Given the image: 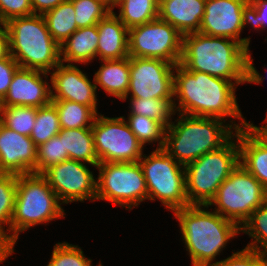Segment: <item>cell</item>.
Instances as JSON below:
<instances>
[{
    "mask_svg": "<svg viewBox=\"0 0 267 266\" xmlns=\"http://www.w3.org/2000/svg\"><path fill=\"white\" fill-rule=\"evenodd\" d=\"M173 97L179 100L175 110L180 114L222 119L225 117L239 119L240 126L250 123L243 118L237 104L234 82L211 76L209 74L190 71L179 63L175 65ZM178 98V99H177Z\"/></svg>",
    "mask_w": 267,
    "mask_h": 266,
    "instance_id": "6da1fadb",
    "label": "cell"
},
{
    "mask_svg": "<svg viewBox=\"0 0 267 266\" xmlns=\"http://www.w3.org/2000/svg\"><path fill=\"white\" fill-rule=\"evenodd\" d=\"M200 32L183 35L179 64L234 84L248 82V50L238 41Z\"/></svg>",
    "mask_w": 267,
    "mask_h": 266,
    "instance_id": "7a4b0ae2",
    "label": "cell"
},
{
    "mask_svg": "<svg viewBox=\"0 0 267 266\" xmlns=\"http://www.w3.org/2000/svg\"><path fill=\"white\" fill-rule=\"evenodd\" d=\"M207 209V205H189L174 211L193 266H211L227 242L241 232L236 223Z\"/></svg>",
    "mask_w": 267,
    "mask_h": 266,
    "instance_id": "3957f363",
    "label": "cell"
},
{
    "mask_svg": "<svg viewBox=\"0 0 267 266\" xmlns=\"http://www.w3.org/2000/svg\"><path fill=\"white\" fill-rule=\"evenodd\" d=\"M178 116L179 119L175 120H178L177 123L172 122L165 129L163 149L183 166L225 145L234 136L232 129L238 131L246 127L239 126L232 120V124L224 125L222 119L218 118L180 113Z\"/></svg>",
    "mask_w": 267,
    "mask_h": 266,
    "instance_id": "277c9868",
    "label": "cell"
},
{
    "mask_svg": "<svg viewBox=\"0 0 267 266\" xmlns=\"http://www.w3.org/2000/svg\"><path fill=\"white\" fill-rule=\"evenodd\" d=\"M5 27L9 54L21 68L49 73L61 63L60 45L50 35L43 15L15 17Z\"/></svg>",
    "mask_w": 267,
    "mask_h": 266,
    "instance_id": "5b68a950",
    "label": "cell"
},
{
    "mask_svg": "<svg viewBox=\"0 0 267 266\" xmlns=\"http://www.w3.org/2000/svg\"><path fill=\"white\" fill-rule=\"evenodd\" d=\"M56 193L42 174L17 175V192L10 223V242L15 245L20 232L53 219L64 218Z\"/></svg>",
    "mask_w": 267,
    "mask_h": 266,
    "instance_id": "8992f818",
    "label": "cell"
},
{
    "mask_svg": "<svg viewBox=\"0 0 267 266\" xmlns=\"http://www.w3.org/2000/svg\"><path fill=\"white\" fill-rule=\"evenodd\" d=\"M234 137L235 134L219 149L208 152L185 166L189 205L208 206L218 187L239 165V144Z\"/></svg>",
    "mask_w": 267,
    "mask_h": 266,
    "instance_id": "52a82bcc",
    "label": "cell"
},
{
    "mask_svg": "<svg viewBox=\"0 0 267 266\" xmlns=\"http://www.w3.org/2000/svg\"><path fill=\"white\" fill-rule=\"evenodd\" d=\"M146 181L148 200L156 198L173 212L189 206L186 194L185 166L175 161L163 148H156L138 161Z\"/></svg>",
    "mask_w": 267,
    "mask_h": 266,
    "instance_id": "ba28073f",
    "label": "cell"
},
{
    "mask_svg": "<svg viewBox=\"0 0 267 266\" xmlns=\"http://www.w3.org/2000/svg\"><path fill=\"white\" fill-rule=\"evenodd\" d=\"M266 201L267 193L262 184L239 164L218 187L208 207L216 206L213 211L241 227L252 212Z\"/></svg>",
    "mask_w": 267,
    "mask_h": 266,
    "instance_id": "9c48e42d",
    "label": "cell"
},
{
    "mask_svg": "<svg viewBox=\"0 0 267 266\" xmlns=\"http://www.w3.org/2000/svg\"><path fill=\"white\" fill-rule=\"evenodd\" d=\"M96 200H106L127 210L148 199V191L139 162H100Z\"/></svg>",
    "mask_w": 267,
    "mask_h": 266,
    "instance_id": "30bf717a",
    "label": "cell"
},
{
    "mask_svg": "<svg viewBox=\"0 0 267 266\" xmlns=\"http://www.w3.org/2000/svg\"><path fill=\"white\" fill-rule=\"evenodd\" d=\"M249 0H206L199 32L209 36L226 37L240 42L248 50V82L260 84L264 79L253 66L249 38H241L246 27Z\"/></svg>",
    "mask_w": 267,
    "mask_h": 266,
    "instance_id": "8fae6325",
    "label": "cell"
},
{
    "mask_svg": "<svg viewBox=\"0 0 267 266\" xmlns=\"http://www.w3.org/2000/svg\"><path fill=\"white\" fill-rule=\"evenodd\" d=\"M182 38L174 26L156 18L128 29L129 57L162 59L177 65L182 53Z\"/></svg>",
    "mask_w": 267,
    "mask_h": 266,
    "instance_id": "7c38bea8",
    "label": "cell"
},
{
    "mask_svg": "<svg viewBox=\"0 0 267 266\" xmlns=\"http://www.w3.org/2000/svg\"><path fill=\"white\" fill-rule=\"evenodd\" d=\"M124 116L104 117L97 114L91 127L96 155L100 162H138L143 145L130 130Z\"/></svg>",
    "mask_w": 267,
    "mask_h": 266,
    "instance_id": "4fadbf2b",
    "label": "cell"
},
{
    "mask_svg": "<svg viewBox=\"0 0 267 266\" xmlns=\"http://www.w3.org/2000/svg\"><path fill=\"white\" fill-rule=\"evenodd\" d=\"M130 82L127 95L122 99H175V65L162 59L129 57Z\"/></svg>",
    "mask_w": 267,
    "mask_h": 266,
    "instance_id": "5bb4252c",
    "label": "cell"
},
{
    "mask_svg": "<svg viewBox=\"0 0 267 266\" xmlns=\"http://www.w3.org/2000/svg\"><path fill=\"white\" fill-rule=\"evenodd\" d=\"M42 175L62 204L96 200L97 181L83 162L65 160L49 167Z\"/></svg>",
    "mask_w": 267,
    "mask_h": 266,
    "instance_id": "9a60e30c",
    "label": "cell"
},
{
    "mask_svg": "<svg viewBox=\"0 0 267 266\" xmlns=\"http://www.w3.org/2000/svg\"><path fill=\"white\" fill-rule=\"evenodd\" d=\"M51 74V101L68 100L91 107L97 113V87L76 65L60 63ZM55 90V92L53 91Z\"/></svg>",
    "mask_w": 267,
    "mask_h": 266,
    "instance_id": "2e32d148",
    "label": "cell"
},
{
    "mask_svg": "<svg viewBox=\"0 0 267 266\" xmlns=\"http://www.w3.org/2000/svg\"><path fill=\"white\" fill-rule=\"evenodd\" d=\"M0 173H37V146L29 136L21 135L1 123Z\"/></svg>",
    "mask_w": 267,
    "mask_h": 266,
    "instance_id": "e0dca14e",
    "label": "cell"
},
{
    "mask_svg": "<svg viewBox=\"0 0 267 266\" xmlns=\"http://www.w3.org/2000/svg\"><path fill=\"white\" fill-rule=\"evenodd\" d=\"M48 73L19 67L13 75L10 87L2 99L3 107H42L51 102L50 84L44 81Z\"/></svg>",
    "mask_w": 267,
    "mask_h": 266,
    "instance_id": "ac0fdd59",
    "label": "cell"
},
{
    "mask_svg": "<svg viewBox=\"0 0 267 266\" xmlns=\"http://www.w3.org/2000/svg\"><path fill=\"white\" fill-rule=\"evenodd\" d=\"M239 144V164L252 174L267 193V135L251 123L235 131Z\"/></svg>",
    "mask_w": 267,
    "mask_h": 266,
    "instance_id": "d6986e66",
    "label": "cell"
},
{
    "mask_svg": "<svg viewBox=\"0 0 267 266\" xmlns=\"http://www.w3.org/2000/svg\"><path fill=\"white\" fill-rule=\"evenodd\" d=\"M206 0H159L158 18L182 35L199 32Z\"/></svg>",
    "mask_w": 267,
    "mask_h": 266,
    "instance_id": "ffe728a7",
    "label": "cell"
},
{
    "mask_svg": "<svg viewBox=\"0 0 267 266\" xmlns=\"http://www.w3.org/2000/svg\"><path fill=\"white\" fill-rule=\"evenodd\" d=\"M99 42L97 56L99 60L123 59L129 57L128 28L111 11L97 24ZM127 36V37H126Z\"/></svg>",
    "mask_w": 267,
    "mask_h": 266,
    "instance_id": "44dd1931",
    "label": "cell"
},
{
    "mask_svg": "<svg viewBox=\"0 0 267 266\" xmlns=\"http://www.w3.org/2000/svg\"><path fill=\"white\" fill-rule=\"evenodd\" d=\"M99 70L94 74L93 82L110 96L122 100L128 92L130 82L129 57L123 59L101 60Z\"/></svg>",
    "mask_w": 267,
    "mask_h": 266,
    "instance_id": "7402d4cb",
    "label": "cell"
},
{
    "mask_svg": "<svg viewBox=\"0 0 267 266\" xmlns=\"http://www.w3.org/2000/svg\"><path fill=\"white\" fill-rule=\"evenodd\" d=\"M98 42L97 25L77 29L60 46L61 62L88 63L97 57Z\"/></svg>",
    "mask_w": 267,
    "mask_h": 266,
    "instance_id": "603a6c76",
    "label": "cell"
},
{
    "mask_svg": "<svg viewBox=\"0 0 267 266\" xmlns=\"http://www.w3.org/2000/svg\"><path fill=\"white\" fill-rule=\"evenodd\" d=\"M60 139H63L64 151L68 152L69 159L85 162L94 167L98 165L91 128L61 129Z\"/></svg>",
    "mask_w": 267,
    "mask_h": 266,
    "instance_id": "cb8c5ba5",
    "label": "cell"
},
{
    "mask_svg": "<svg viewBox=\"0 0 267 266\" xmlns=\"http://www.w3.org/2000/svg\"><path fill=\"white\" fill-rule=\"evenodd\" d=\"M71 0H65L43 14L50 35L61 46L77 29Z\"/></svg>",
    "mask_w": 267,
    "mask_h": 266,
    "instance_id": "d4e9b609",
    "label": "cell"
},
{
    "mask_svg": "<svg viewBox=\"0 0 267 266\" xmlns=\"http://www.w3.org/2000/svg\"><path fill=\"white\" fill-rule=\"evenodd\" d=\"M117 16L130 29L158 18L159 0H117Z\"/></svg>",
    "mask_w": 267,
    "mask_h": 266,
    "instance_id": "484cf974",
    "label": "cell"
},
{
    "mask_svg": "<svg viewBox=\"0 0 267 266\" xmlns=\"http://www.w3.org/2000/svg\"><path fill=\"white\" fill-rule=\"evenodd\" d=\"M57 109L61 129L91 128L98 113L91 107L68 101H51Z\"/></svg>",
    "mask_w": 267,
    "mask_h": 266,
    "instance_id": "4316f807",
    "label": "cell"
},
{
    "mask_svg": "<svg viewBox=\"0 0 267 266\" xmlns=\"http://www.w3.org/2000/svg\"><path fill=\"white\" fill-rule=\"evenodd\" d=\"M174 99H142L130 98V113L128 115H142L158 121L165 128L172 124V116L175 115Z\"/></svg>",
    "mask_w": 267,
    "mask_h": 266,
    "instance_id": "83f0119b",
    "label": "cell"
},
{
    "mask_svg": "<svg viewBox=\"0 0 267 266\" xmlns=\"http://www.w3.org/2000/svg\"><path fill=\"white\" fill-rule=\"evenodd\" d=\"M61 126L55 105L49 104L37 108L36 120L30 138L38 147L60 133Z\"/></svg>",
    "mask_w": 267,
    "mask_h": 266,
    "instance_id": "f1b7e54d",
    "label": "cell"
},
{
    "mask_svg": "<svg viewBox=\"0 0 267 266\" xmlns=\"http://www.w3.org/2000/svg\"><path fill=\"white\" fill-rule=\"evenodd\" d=\"M240 231L252 237V242L248 243L246 248L267 255V201L252 212L241 225ZM259 244L263 250H261Z\"/></svg>",
    "mask_w": 267,
    "mask_h": 266,
    "instance_id": "f546056e",
    "label": "cell"
},
{
    "mask_svg": "<svg viewBox=\"0 0 267 266\" xmlns=\"http://www.w3.org/2000/svg\"><path fill=\"white\" fill-rule=\"evenodd\" d=\"M36 114L37 107L33 106L3 107L0 123L21 135L30 137L35 124Z\"/></svg>",
    "mask_w": 267,
    "mask_h": 266,
    "instance_id": "4dcf8cb0",
    "label": "cell"
},
{
    "mask_svg": "<svg viewBox=\"0 0 267 266\" xmlns=\"http://www.w3.org/2000/svg\"><path fill=\"white\" fill-rule=\"evenodd\" d=\"M17 192V175L0 173V233H2L9 241L10 223L14 210ZM9 225L6 231L4 225Z\"/></svg>",
    "mask_w": 267,
    "mask_h": 266,
    "instance_id": "1f68e13d",
    "label": "cell"
},
{
    "mask_svg": "<svg viewBox=\"0 0 267 266\" xmlns=\"http://www.w3.org/2000/svg\"><path fill=\"white\" fill-rule=\"evenodd\" d=\"M126 122L143 147L158 141L157 148H163L166 128L158 121L142 115H128Z\"/></svg>",
    "mask_w": 267,
    "mask_h": 266,
    "instance_id": "d6a6232c",
    "label": "cell"
},
{
    "mask_svg": "<svg viewBox=\"0 0 267 266\" xmlns=\"http://www.w3.org/2000/svg\"><path fill=\"white\" fill-rule=\"evenodd\" d=\"M78 29L97 25L113 9L103 0H71Z\"/></svg>",
    "mask_w": 267,
    "mask_h": 266,
    "instance_id": "836d02e7",
    "label": "cell"
},
{
    "mask_svg": "<svg viewBox=\"0 0 267 266\" xmlns=\"http://www.w3.org/2000/svg\"><path fill=\"white\" fill-rule=\"evenodd\" d=\"M69 160L68 152L64 151L60 133L37 147V174H42L49 167Z\"/></svg>",
    "mask_w": 267,
    "mask_h": 266,
    "instance_id": "e575fe53",
    "label": "cell"
},
{
    "mask_svg": "<svg viewBox=\"0 0 267 266\" xmlns=\"http://www.w3.org/2000/svg\"><path fill=\"white\" fill-rule=\"evenodd\" d=\"M91 262V259L85 258L80 247L62 242L54 245L52 257L47 266H92ZM98 266L103 265L99 263Z\"/></svg>",
    "mask_w": 267,
    "mask_h": 266,
    "instance_id": "d590c367",
    "label": "cell"
},
{
    "mask_svg": "<svg viewBox=\"0 0 267 266\" xmlns=\"http://www.w3.org/2000/svg\"><path fill=\"white\" fill-rule=\"evenodd\" d=\"M211 266H267V255L245 247Z\"/></svg>",
    "mask_w": 267,
    "mask_h": 266,
    "instance_id": "8d00e7d4",
    "label": "cell"
},
{
    "mask_svg": "<svg viewBox=\"0 0 267 266\" xmlns=\"http://www.w3.org/2000/svg\"><path fill=\"white\" fill-rule=\"evenodd\" d=\"M33 14L30 0H0V23Z\"/></svg>",
    "mask_w": 267,
    "mask_h": 266,
    "instance_id": "74e56055",
    "label": "cell"
},
{
    "mask_svg": "<svg viewBox=\"0 0 267 266\" xmlns=\"http://www.w3.org/2000/svg\"><path fill=\"white\" fill-rule=\"evenodd\" d=\"M246 24H250L254 30L267 27V0H249Z\"/></svg>",
    "mask_w": 267,
    "mask_h": 266,
    "instance_id": "f35d334b",
    "label": "cell"
},
{
    "mask_svg": "<svg viewBox=\"0 0 267 266\" xmlns=\"http://www.w3.org/2000/svg\"><path fill=\"white\" fill-rule=\"evenodd\" d=\"M20 66L10 54L0 59V98L3 99L10 87L12 78Z\"/></svg>",
    "mask_w": 267,
    "mask_h": 266,
    "instance_id": "ab89813d",
    "label": "cell"
},
{
    "mask_svg": "<svg viewBox=\"0 0 267 266\" xmlns=\"http://www.w3.org/2000/svg\"><path fill=\"white\" fill-rule=\"evenodd\" d=\"M63 1L65 0H30L33 9V14L40 15H43L45 12L54 9Z\"/></svg>",
    "mask_w": 267,
    "mask_h": 266,
    "instance_id": "60d3db41",
    "label": "cell"
},
{
    "mask_svg": "<svg viewBox=\"0 0 267 266\" xmlns=\"http://www.w3.org/2000/svg\"><path fill=\"white\" fill-rule=\"evenodd\" d=\"M14 252V245L0 233V263Z\"/></svg>",
    "mask_w": 267,
    "mask_h": 266,
    "instance_id": "b9f144b4",
    "label": "cell"
},
{
    "mask_svg": "<svg viewBox=\"0 0 267 266\" xmlns=\"http://www.w3.org/2000/svg\"><path fill=\"white\" fill-rule=\"evenodd\" d=\"M8 54H9L8 33L5 24L0 23V59L6 57Z\"/></svg>",
    "mask_w": 267,
    "mask_h": 266,
    "instance_id": "7bdbcfd3",
    "label": "cell"
},
{
    "mask_svg": "<svg viewBox=\"0 0 267 266\" xmlns=\"http://www.w3.org/2000/svg\"><path fill=\"white\" fill-rule=\"evenodd\" d=\"M264 122H267V115H266V118L264 120ZM260 133L264 134V135H267V124L266 126H261V127H258L256 125H254L253 123H251Z\"/></svg>",
    "mask_w": 267,
    "mask_h": 266,
    "instance_id": "ee69618b",
    "label": "cell"
},
{
    "mask_svg": "<svg viewBox=\"0 0 267 266\" xmlns=\"http://www.w3.org/2000/svg\"><path fill=\"white\" fill-rule=\"evenodd\" d=\"M103 1L107 3L112 9H114L117 0H103Z\"/></svg>",
    "mask_w": 267,
    "mask_h": 266,
    "instance_id": "f6af8a7d",
    "label": "cell"
},
{
    "mask_svg": "<svg viewBox=\"0 0 267 266\" xmlns=\"http://www.w3.org/2000/svg\"><path fill=\"white\" fill-rule=\"evenodd\" d=\"M2 109H3V102H2V99L0 98V115H1Z\"/></svg>",
    "mask_w": 267,
    "mask_h": 266,
    "instance_id": "bcb514c9",
    "label": "cell"
}]
</instances>
